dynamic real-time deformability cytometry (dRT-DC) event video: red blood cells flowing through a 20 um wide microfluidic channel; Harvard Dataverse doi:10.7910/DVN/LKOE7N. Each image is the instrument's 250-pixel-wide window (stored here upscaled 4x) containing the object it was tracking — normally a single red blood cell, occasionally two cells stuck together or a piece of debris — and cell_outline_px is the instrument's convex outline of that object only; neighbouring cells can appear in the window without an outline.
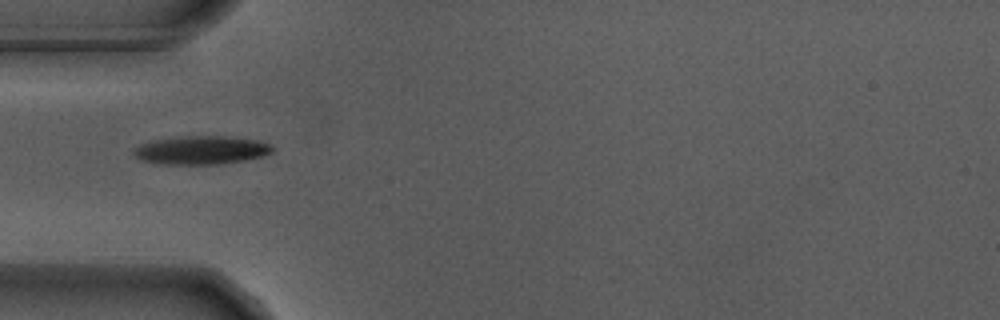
{"species": "Egyptian fruit bat (a non-hibernating species)", "species_latin": "Rousettus aegyptiacus", "temperature_condition": "warm", "stored_images_in_passage": 2, "camera_frame_rate_fps": 3000, "um_per_image_px": 0.085, "animal": {"sex": "male"}, "frame": {"image": 1, "passage_image": 1, "time_ms": 0.0, "image_size_px": [1000, 320], "cell_outline_px": [[276, 148], [272, 152], [264, 156], [244, 160], [220, 164], [164, 164], [144, 160], [136, 156], [132, 152], [132, 148], [140, 144], [156, 140], [192, 136], [220, 136], [256, 140], [268, 144]], "centroid_in_image_um": [17.13, 12.77], "position_along_channel_um": 67.9, "area_um2": 22.6}}